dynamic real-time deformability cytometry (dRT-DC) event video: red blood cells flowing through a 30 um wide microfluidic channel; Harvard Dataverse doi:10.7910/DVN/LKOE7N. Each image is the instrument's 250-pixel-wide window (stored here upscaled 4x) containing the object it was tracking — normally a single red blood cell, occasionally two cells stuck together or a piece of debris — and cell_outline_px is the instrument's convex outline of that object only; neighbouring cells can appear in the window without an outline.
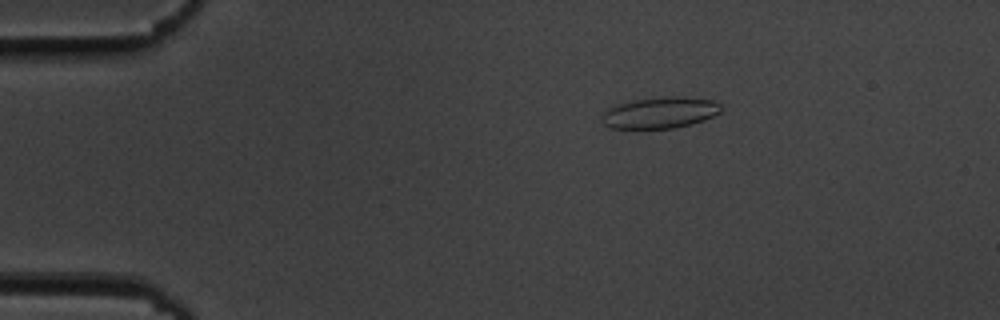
{"species": "common noctule bat (a hibernating species)", "species_latin": "Nyctalus noctula", "temperature_condition": "cold", "stored_images_in_passage": 53, "camera_frame_rate_fps": 3000, "um_per_image_px": 0.085, "animal": {"sex": "male", "body_mass_g": 19.5, "forearm_length_mm": 54.6}, "frame": {"image": 1, "passage_image": 7, "time_ms": 2.0, "image_size_px": [1000, 320], "cell_outline_px": [[720, 112], [704, 120], [692, 124], [672, 128], [612, 128], [604, 124], [600, 120], [600, 116], [608, 108], [632, 100], [664, 96], [684, 96], [712, 100], [720, 104]], "centroid_in_image_um": [56.09, 9.57], "position_along_channel_um": 28.9, "area_um2": 21.73}}
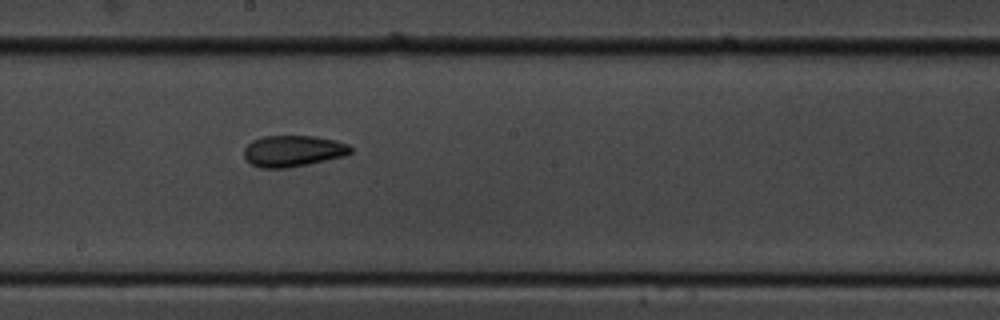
{"frame": {"image": 2, "passage_image": 28, "time_ms": 9.0, "image_size_px": [1000, 320], "cell_outline_px": [[352, 152], [344, 156], [308, 164], [288, 168], [260, 168], [252, 164], [244, 156], [244, 148], [252, 140], [264, 136], [316, 136], [336, 140], [348, 144], [352, 148]], "centroid_in_image_um": [24.92, 12.83], "position_along_channel_um": 223.3, "area_um2": 19.48}}
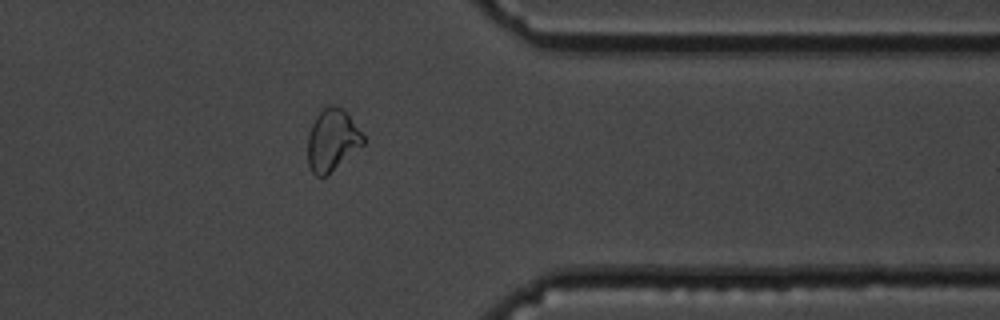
{"frame": {"image": 3, "passage_image": 42, "time_ms": 13.667, "image_size_px": [1000, 320], "cell_outline_px": [[364, 144], [324, 176], [316, 176], [312, 172], [308, 164], [308, 136], [312, 124], [316, 116], [328, 104], [332, 104], [348, 112], [364, 136]], "centroid_in_image_um": [28.24, 11.87], "position_along_channel_um": 383.2, "area_um2": 19.71}, "authors_computed_cell_mechanics": {"area_um2": 19.941, "velocity_mm_per_s": 3.6288, "shape_relaxation_time_tau1_ms": 4.3924, "shape_relaxation_time_tau2_ms": 2.3771, "deformation_change_tau1": 0.1458, "deformation_change_tau2": 0.0867}}